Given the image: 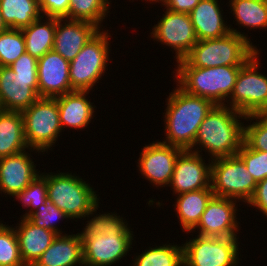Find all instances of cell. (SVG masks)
Returning a JSON list of instances; mask_svg holds the SVG:
<instances>
[{
    "label": "cell",
    "instance_id": "37",
    "mask_svg": "<svg viewBox=\"0 0 267 266\" xmlns=\"http://www.w3.org/2000/svg\"><path fill=\"white\" fill-rule=\"evenodd\" d=\"M237 155L243 160L256 183L267 177V151L253 150L243 143Z\"/></svg>",
    "mask_w": 267,
    "mask_h": 266
},
{
    "label": "cell",
    "instance_id": "13",
    "mask_svg": "<svg viewBox=\"0 0 267 266\" xmlns=\"http://www.w3.org/2000/svg\"><path fill=\"white\" fill-rule=\"evenodd\" d=\"M166 10L153 26L151 38L175 51L176 62L183 59L197 43V35L188 13Z\"/></svg>",
    "mask_w": 267,
    "mask_h": 266
},
{
    "label": "cell",
    "instance_id": "38",
    "mask_svg": "<svg viewBox=\"0 0 267 266\" xmlns=\"http://www.w3.org/2000/svg\"><path fill=\"white\" fill-rule=\"evenodd\" d=\"M42 16L65 18L68 14L70 0H36Z\"/></svg>",
    "mask_w": 267,
    "mask_h": 266
},
{
    "label": "cell",
    "instance_id": "17",
    "mask_svg": "<svg viewBox=\"0 0 267 266\" xmlns=\"http://www.w3.org/2000/svg\"><path fill=\"white\" fill-rule=\"evenodd\" d=\"M70 62L54 50L38 59V95L55 98L74 91L69 77Z\"/></svg>",
    "mask_w": 267,
    "mask_h": 266
},
{
    "label": "cell",
    "instance_id": "35",
    "mask_svg": "<svg viewBox=\"0 0 267 266\" xmlns=\"http://www.w3.org/2000/svg\"><path fill=\"white\" fill-rule=\"evenodd\" d=\"M244 120L250 121L244 125V143L253 150L267 151V113L246 115Z\"/></svg>",
    "mask_w": 267,
    "mask_h": 266
},
{
    "label": "cell",
    "instance_id": "11",
    "mask_svg": "<svg viewBox=\"0 0 267 266\" xmlns=\"http://www.w3.org/2000/svg\"><path fill=\"white\" fill-rule=\"evenodd\" d=\"M238 239L200 235L189 239L182 244L184 266H238Z\"/></svg>",
    "mask_w": 267,
    "mask_h": 266
},
{
    "label": "cell",
    "instance_id": "28",
    "mask_svg": "<svg viewBox=\"0 0 267 266\" xmlns=\"http://www.w3.org/2000/svg\"><path fill=\"white\" fill-rule=\"evenodd\" d=\"M235 21L246 29H267V0H229Z\"/></svg>",
    "mask_w": 267,
    "mask_h": 266
},
{
    "label": "cell",
    "instance_id": "29",
    "mask_svg": "<svg viewBox=\"0 0 267 266\" xmlns=\"http://www.w3.org/2000/svg\"><path fill=\"white\" fill-rule=\"evenodd\" d=\"M131 266H184L183 246L173 243L149 247L132 260Z\"/></svg>",
    "mask_w": 267,
    "mask_h": 266
},
{
    "label": "cell",
    "instance_id": "26",
    "mask_svg": "<svg viewBox=\"0 0 267 266\" xmlns=\"http://www.w3.org/2000/svg\"><path fill=\"white\" fill-rule=\"evenodd\" d=\"M21 30L25 40L26 53L39 59L48 51L53 50L56 32L55 17L41 16Z\"/></svg>",
    "mask_w": 267,
    "mask_h": 266
},
{
    "label": "cell",
    "instance_id": "9",
    "mask_svg": "<svg viewBox=\"0 0 267 266\" xmlns=\"http://www.w3.org/2000/svg\"><path fill=\"white\" fill-rule=\"evenodd\" d=\"M259 50L240 68L226 106L244 115L267 113V76L258 72Z\"/></svg>",
    "mask_w": 267,
    "mask_h": 266
},
{
    "label": "cell",
    "instance_id": "22",
    "mask_svg": "<svg viewBox=\"0 0 267 266\" xmlns=\"http://www.w3.org/2000/svg\"><path fill=\"white\" fill-rule=\"evenodd\" d=\"M89 92L74 90L56 97L63 130L66 127L82 130L90 124L96 106L86 97Z\"/></svg>",
    "mask_w": 267,
    "mask_h": 266
},
{
    "label": "cell",
    "instance_id": "1",
    "mask_svg": "<svg viewBox=\"0 0 267 266\" xmlns=\"http://www.w3.org/2000/svg\"><path fill=\"white\" fill-rule=\"evenodd\" d=\"M245 118L229 106L215 105L200 124L191 151L203 150L211 160L237 155L244 143V122L239 119Z\"/></svg>",
    "mask_w": 267,
    "mask_h": 266
},
{
    "label": "cell",
    "instance_id": "14",
    "mask_svg": "<svg viewBox=\"0 0 267 266\" xmlns=\"http://www.w3.org/2000/svg\"><path fill=\"white\" fill-rule=\"evenodd\" d=\"M181 148L153 141L143 146L137 161L139 172L154 187H169Z\"/></svg>",
    "mask_w": 267,
    "mask_h": 266
},
{
    "label": "cell",
    "instance_id": "32",
    "mask_svg": "<svg viewBox=\"0 0 267 266\" xmlns=\"http://www.w3.org/2000/svg\"><path fill=\"white\" fill-rule=\"evenodd\" d=\"M24 53L26 47L21 29L8 28L0 32V67L10 66Z\"/></svg>",
    "mask_w": 267,
    "mask_h": 266
},
{
    "label": "cell",
    "instance_id": "41",
    "mask_svg": "<svg viewBox=\"0 0 267 266\" xmlns=\"http://www.w3.org/2000/svg\"><path fill=\"white\" fill-rule=\"evenodd\" d=\"M8 27L6 26V24L4 23L3 19H2V14H1V9H0V32L7 30Z\"/></svg>",
    "mask_w": 267,
    "mask_h": 266
},
{
    "label": "cell",
    "instance_id": "16",
    "mask_svg": "<svg viewBox=\"0 0 267 266\" xmlns=\"http://www.w3.org/2000/svg\"><path fill=\"white\" fill-rule=\"evenodd\" d=\"M198 154L183 150L177 157L175 169L169 184L173 195L211 188V159L208 163Z\"/></svg>",
    "mask_w": 267,
    "mask_h": 266
},
{
    "label": "cell",
    "instance_id": "8",
    "mask_svg": "<svg viewBox=\"0 0 267 266\" xmlns=\"http://www.w3.org/2000/svg\"><path fill=\"white\" fill-rule=\"evenodd\" d=\"M110 35L108 30H100L70 62L69 77L73 90L90 91L102 79L110 61Z\"/></svg>",
    "mask_w": 267,
    "mask_h": 266
},
{
    "label": "cell",
    "instance_id": "3",
    "mask_svg": "<svg viewBox=\"0 0 267 266\" xmlns=\"http://www.w3.org/2000/svg\"><path fill=\"white\" fill-rule=\"evenodd\" d=\"M257 51V46L252 44L247 34L230 26V33L223 37L198 40L192 50L177 61V66L209 68L244 65Z\"/></svg>",
    "mask_w": 267,
    "mask_h": 266
},
{
    "label": "cell",
    "instance_id": "2",
    "mask_svg": "<svg viewBox=\"0 0 267 266\" xmlns=\"http://www.w3.org/2000/svg\"><path fill=\"white\" fill-rule=\"evenodd\" d=\"M176 86L166 99L167 107L163 113L166 137L162 143L191 151L200 124L215 104Z\"/></svg>",
    "mask_w": 267,
    "mask_h": 266
},
{
    "label": "cell",
    "instance_id": "23",
    "mask_svg": "<svg viewBox=\"0 0 267 266\" xmlns=\"http://www.w3.org/2000/svg\"><path fill=\"white\" fill-rule=\"evenodd\" d=\"M33 266H84L81 234L58 235Z\"/></svg>",
    "mask_w": 267,
    "mask_h": 266
},
{
    "label": "cell",
    "instance_id": "20",
    "mask_svg": "<svg viewBox=\"0 0 267 266\" xmlns=\"http://www.w3.org/2000/svg\"><path fill=\"white\" fill-rule=\"evenodd\" d=\"M20 220L18 226L14 227L19 242L20 254L25 266H33L58 234L35 226L27 218L21 217Z\"/></svg>",
    "mask_w": 267,
    "mask_h": 266
},
{
    "label": "cell",
    "instance_id": "15",
    "mask_svg": "<svg viewBox=\"0 0 267 266\" xmlns=\"http://www.w3.org/2000/svg\"><path fill=\"white\" fill-rule=\"evenodd\" d=\"M235 199L213 196L197 224L198 235L210 237H238L240 222L237 221ZM239 223V224H238Z\"/></svg>",
    "mask_w": 267,
    "mask_h": 266
},
{
    "label": "cell",
    "instance_id": "7",
    "mask_svg": "<svg viewBox=\"0 0 267 266\" xmlns=\"http://www.w3.org/2000/svg\"><path fill=\"white\" fill-rule=\"evenodd\" d=\"M24 135L30 152L48 153L63 131L57 99L39 97L30 107L21 112Z\"/></svg>",
    "mask_w": 267,
    "mask_h": 266
},
{
    "label": "cell",
    "instance_id": "33",
    "mask_svg": "<svg viewBox=\"0 0 267 266\" xmlns=\"http://www.w3.org/2000/svg\"><path fill=\"white\" fill-rule=\"evenodd\" d=\"M14 198L22 202V207H26L27 212L22 216L27 218L36 211L47 198V173L39 174L22 192L17 194Z\"/></svg>",
    "mask_w": 267,
    "mask_h": 266
},
{
    "label": "cell",
    "instance_id": "18",
    "mask_svg": "<svg viewBox=\"0 0 267 266\" xmlns=\"http://www.w3.org/2000/svg\"><path fill=\"white\" fill-rule=\"evenodd\" d=\"M26 150L0 158V193L13 198L22 192L39 174L32 155ZM35 164V165H34Z\"/></svg>",
    "mask_w": 267,
    "mask_h": 266
},
{
    "label": "cell",
    "instance_id": "6",
    "mask_svg": "<svg viewBox=\"0 0 267 266\" xmlns=\"http://www.w3.org/2000/svg\"><path fill=\"white\" fill-rule=\"evenodd\" d=\"M47 173V198L71 220L84 219L100 202L90 183L74 173Z\"/></svg>",
    "mask_w": 267,
    "mask_h": 266
},
{
    "label": "cell",
    "instance_id": "24",
    "mask_svg": "<svg viewBox=\"0 0 267 266\" xmlns=\"http://www.w3.org/2000/svg\"><path fill=\"white\" fill-rule=\"evenodd\" d=\"M214 196L212 188H204L177 195L175 204L177 218L183 232L191 233L197 226L208 202Z\"/></svg>",
    "mask_w": 267,
    "mask_h": 266
},
{
    "label": "cell",
    "instance_id": "4",
    "mask_svg": "<svg viewBox=\"0 0 267 266\" xmlns=\"http://www.w3.org/2000/svg\"><path fill=\"white\" fill-rule=\"evenodd\" d=\"M242 66H177L173 77L176 78V84L188 94L209 99L215 105H225L233 92Z\"/></svg>",
    "mask_w": 267,
    "mask_h": 266
},
{
    "label": "cell",
    "instance_id": "25",
    "mask_svg": "<svg viewBox=\"0 0 267 266\" xmlns=\"http://www.w3.org/2000/svg\"><path fill=\"white\" fill-rule=\"evenodd\" d=\"M29 147L24 135V121L21 112H0V158L20 153Z\"/></svg>",
    "mask_w": 267,
    "mask_h": 266
},
{
    "label": "cell",
    "instance_id": "39",
    "mask_svg": "<svg viewBox=\"0 0 267 266\" xmlns=\"http://www.w3.org/2000/svg\"><path fill=\"white\" fill-rule=\"evenodd\" d=\"M253 206L267 217V177L258 182L254 191L253 196L247 203V207Z\"/></svg>",
    "mask_w": 267,
    "mask_h": 266
},
{
    "label": "cell",
    "instance_id": "36",
    "mask_svg": "<svg viewBox=\"0 0 267 266\" xmlns=\"http://www.w3.org/2000/svg\"><path fill=\"white\" fill-rule=\"evenodd\" d=\"M27 219L35 226L54 231L58 235H63V231L55 224L56 220H69V217L61 211L55 204L48 200L36 209Z\"/></svg>",
    "mask_w": 267,
    "mask_h": 266
},
{
    "label": "cell",
    "instance_id": "5",
    "mask_svg": "<svg viewBox=\"0 0 267 266\" xmlns=\"http://www.w3.org/2000/svg\"><path fill=\"white\" fill-rule=\"evenodd\" d=\"M37 64V58L24 53L10 66L0 67L3 110L22 112L39 98Z\"/></svg>",
    "mask_w": 267,
    "mask_h": 266
},
{
    "label": "cell",
    "instance_id": "21",
    "mask_svg": "<svg viewBox=\"0 0 267 266\" xmlns=\"http://www.w3.org/2000/svg\"><path fill=\"white\" fill-rule=\"evenodd\" d=\"M218 0H200L189 13L197 40L220 38L230 33Z\"/></svg>",
    "mask_w": 267,
    "mask_h": 266
},
{
    "label": "cell",
    "instance_id": "31",
    "mask_svg": "<svg viewBox=\"0 0 267 266\" xmlns=\"http://www.w3.org/2000/svg\"><path fill=\"white\" fill-rule=\"evenodd\" d=\"M98 208L99 204L86 215V217H88L87 219L91 216L94 217L86 221V226L83 231L80 232L81 236H97L109 231H131L130 227H128V223L123 219V216H118L115 211L114 213L107 212L106 214H96Z\"/></svg>",
    "mask_w": 267,
    "mask_h": 266
},
{
    "label": "cell",
    "instance_id": "42",
    "mask_svg": "<svg viewBox=\"0 0 267 266\" xmlns=\"http://www.w3.org/2000/svg\"><path fill=\"white\" fill-rule=\"evenodd\" d=\"M146 2L147 1H150L149 3H151L152 4V2L154 3L155 2V4L156 3H162L161 5L163 6L165 3H166V1L167 0H145ZM152 1V2H151ZM160 1V2H159Z\"/></svg>",
    "mask_w": 267,
    "mask_h": 266
},
{
    "label": "cell",
    "instance_id": "43",
    "mask_svg": "<svg viewBox=\"0 0 267 266\" xmlns=\"http://www.w3.org/2000/svg\"><path fill=\"white\" fill-rule=\"evenodd\" d=\"M3 110L2 106H1V103H0V112Z\"/></svg>",
    "mask_w": 267,
    "mask_h": 266
},
{
    "label": "cell",
    "instance_id": "27",
    "mask_svg": "<svg viewBox=\"0 0 267 266\" xmlns=\"http://www.w3.org/2000/svg\"><path fill=\"white\" fill-rule=\"evenodd\" d=\"M0 9L10 29H23L42 16L36 0H0Z\"/></svg>",
    "mask_w": 267,
    "mask_h": 266
},
{
    "label": "cell",
    "instance_id": "19",
    "mask_svg": "<svg viewBox=\"0 0 267 266\" xmlns=\"http://www.w3.org/2000/svg\"><path fill=\"white\" fill-rule=\"evenodd\" d=\"M100 30L92 22L56 18L53 50L71 62Z\"/></svg>",
    "mask_w": 267,
    "mask_h": 266
},
{
    "label": "cell",
    "instance_id": "12",
    "mask_svg": "<svg viewBox=\"0 0 267 266\" xmlns=\"http://www.w3.org/2000/svg\"><path fill=\"white\" fill-rule=\"evenodd\" d=\"M134 231H109L97 236H82L84 266H111L132 250Z\"/></svg>",
    "mask_w": 267,
    "mask_h": 266
},
{
    "label": "cell",
    "instance_id": "10",
    "mask_svg": "<svg viewBox=\"0 0 267 266\" xmlns=\"http://www.w3.org/2000/svg\"><path fill=\"white\" fill-rule=\"evenodd\" d=\"M211 188L214 196L248 203L254 194L256 181L238 156L211 161Z\"/></svg>",
    "mask_w": 267,
    "mask_h": 266
},
{
    "label": "cell",
    "instance_id": "30",
    "mask_svg": "<svg viewBox=\"0 0 267 266\" xmlns=\"http://www.w3.org/2000/svg\"><path fill=\"white\" fill-rule=\"evenodd\" d=\"M109 0H70L65 19L92 22L101 30L102 22L110 12Z\"/></svg>",
    "mask_w": 267,
    "mask_h": 266
},
{
    "label": "cell",
    "instance_id": "40",
    "mask_svg": "<svg viewBox=\"0 0 267 266\" xmlns=\"http://www.w3.org/2000/svg\"><path fill=\"white\" fill-rule=\"evenodd\" d=\"M200 0H167L165 9L173 12L190 13Z\"/></svg>",
    "mask_w": 267,
    "mask_h": 266
},
{
    "label": "cell",
    "instance_id": "34",
    "mask_svg": "<svg viewBox=\"0 0 267 266\" xmlns=\"http://www.w3.org/2000/svg\"><path fill=\"white\" fill-rule=\"evenodd\" d=\"M0 266H25L15 229L0 221Z\"/></svg>",
    "mask_w": 267,
    "mask_h": 266
}]
</instances>
